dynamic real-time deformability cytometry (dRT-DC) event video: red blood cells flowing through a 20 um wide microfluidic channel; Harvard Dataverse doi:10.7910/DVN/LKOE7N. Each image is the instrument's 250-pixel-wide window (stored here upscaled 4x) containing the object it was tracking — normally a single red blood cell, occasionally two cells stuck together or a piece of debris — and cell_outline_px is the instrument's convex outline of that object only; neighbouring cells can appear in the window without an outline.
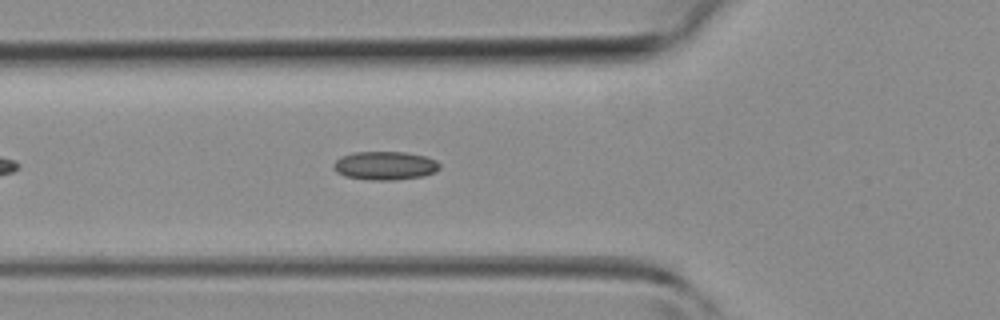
{"species": "common noctule bat (a hibernating species)", "species_latin": "Nyctalus noctula", "temperature_condition": "room temperature", "stored_images_in_passage": 35, "camera_frame_rate_fps": 3000, "um_per_image_px": 0.085, "animal": {"sex": "female", "body_mass_g": 19.3, "forearm_length_mm": 54.1}, "frame": {"image": 1, "passage_image": 6, "time_ms": 1.667, "image_size_px": [1000, 320], "cell_outline_px": [[440, 168], [436, 172], [424, 176], [396, 180], [372, 180], [344, 176], [336, 172], [332, 164], [340, 156], [352, 152], [404, 152], [424, 156], [436, 160], [440, 164]], "centroid_in_image_um": [32.72, 14.08], "position_along_channel_um": 93.1, "area_um2": 17.8}}
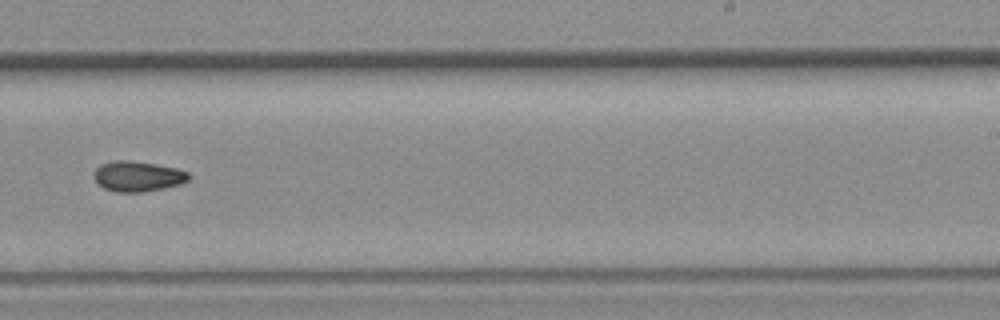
{"frame": {"image": 2, "passage_image": 18, "time_ms": 5.667, "image_size_px": [1000, 320], "cell_outline_px": [[192, 176], [188, 180], [180, 184], [164, 188], [144, 192], [116, 192], [104, 188], [92, 176], [92, 172], [100, 164], [112, 160], [128, 160], [156, 164], [176, 168], [188, 172]], "centroid_in_image_um": [11.7, 14.98], "position_along_channel_um": 277.3, "area_um2": 16.94}}
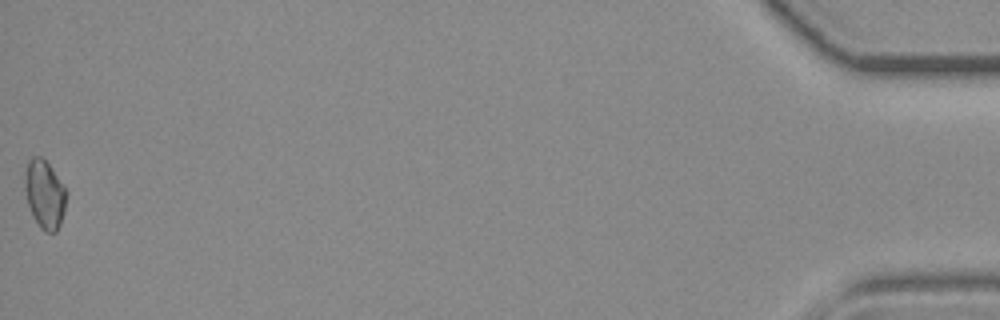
{"frame": {"image": 3, "passage_image": 35, "time_ms": 11.333, "image_size_px": [1000, 320], "cell_outline_px": [[68, 192], [64, 212], [60, 224], [56, 232], [44, 232], [40, 228], [28, 204], [24, 188], [24, 172], [28, 160], [32, 156], [40, 156], [48, 164]], "centroid_in_image_um": [3.79, 16.5], "position_along_channel_um": 431.4, "area_um2": 16.53}}